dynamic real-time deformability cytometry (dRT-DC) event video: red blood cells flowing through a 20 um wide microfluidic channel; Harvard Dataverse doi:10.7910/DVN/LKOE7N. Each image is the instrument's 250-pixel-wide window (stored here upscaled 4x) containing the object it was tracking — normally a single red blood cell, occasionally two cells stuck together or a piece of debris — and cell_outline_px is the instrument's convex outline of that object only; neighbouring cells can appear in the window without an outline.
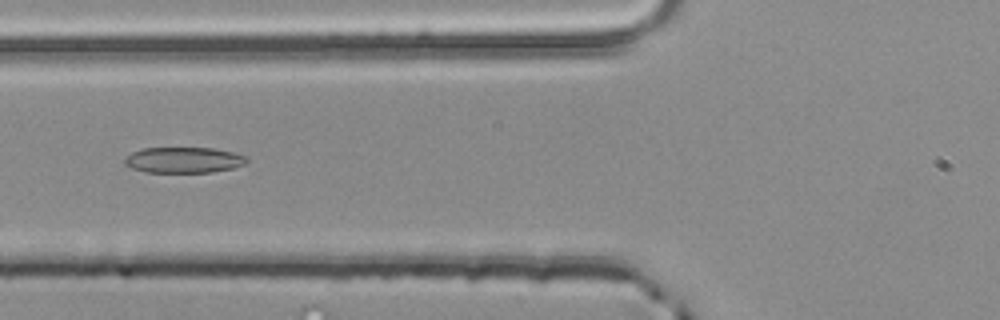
{"species": "common noctule bat (a hibernating species)", "species_latin": "Nyctalus noctula", "temperature_condition": "room temperature", "stored_images_in_passage": 4, "camera_frame_rate_fps": 3000, "um_per_image_px": 0.085, "animal": {"sex": "male", "body_mass_g": 20.4}, "frame": {"image": 1, "passage_image": 4, "time_ms": 1.0, "image_size_px": [1000, 320], "cell_outline_px": [[248, 160], [244, 164], [232, 168], [212, 172], [144, 172], [132, 168], [124, 164], [124, 160], [132, 152], [140, 148], [212, 148], [232, 152], [244, 156]], "centroid_in_image_um": [15.58, 13.6], "position_along_channel_um": 110.2, "area_um2": 18.21}}